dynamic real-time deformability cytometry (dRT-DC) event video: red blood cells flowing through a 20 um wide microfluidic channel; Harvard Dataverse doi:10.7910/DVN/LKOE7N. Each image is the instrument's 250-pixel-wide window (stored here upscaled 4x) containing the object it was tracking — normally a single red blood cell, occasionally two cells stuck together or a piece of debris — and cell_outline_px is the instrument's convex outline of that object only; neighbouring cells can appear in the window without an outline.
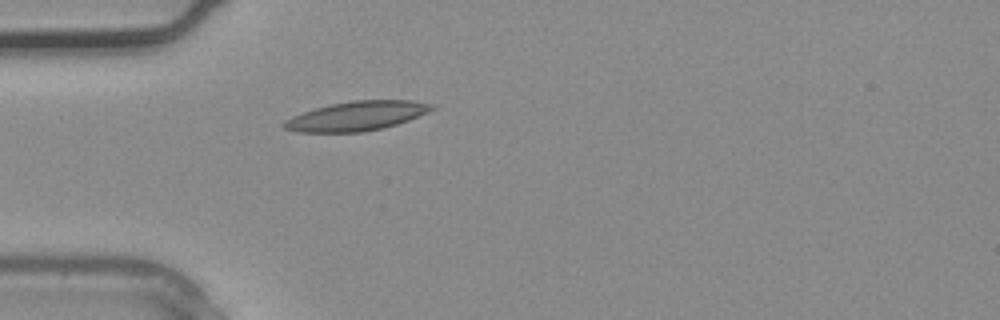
{"species": "common noctule bat (a hibernating species)", "species_latin": "Nyctalus noctula", "temperature_condition": "warm", "stored_images_in_passage": 4, "camera_frame_rate_fps": 3000, "um_per_image_px": 0.085, "animal": {"sex": "male", "body_mass_g": 20.4}, "frame": {"image": 1, "passage_image": 4, "time_ms": 1.0, "image_size_px": [1000, 320], "cell_outline_px": [[436, 108], [428, 112], [408, 120], [384, 128], [364, 132], [296, 132], [284, 128], [280, 124], [284, 120], [292, 116], [316, 108], [332, 104], [352, 100], [412, 100], [432, 104]], "centroid_in_image_um": [30.31, 9.86], "position_along_channel_um": 54.7, "area_um2": 25.26}}